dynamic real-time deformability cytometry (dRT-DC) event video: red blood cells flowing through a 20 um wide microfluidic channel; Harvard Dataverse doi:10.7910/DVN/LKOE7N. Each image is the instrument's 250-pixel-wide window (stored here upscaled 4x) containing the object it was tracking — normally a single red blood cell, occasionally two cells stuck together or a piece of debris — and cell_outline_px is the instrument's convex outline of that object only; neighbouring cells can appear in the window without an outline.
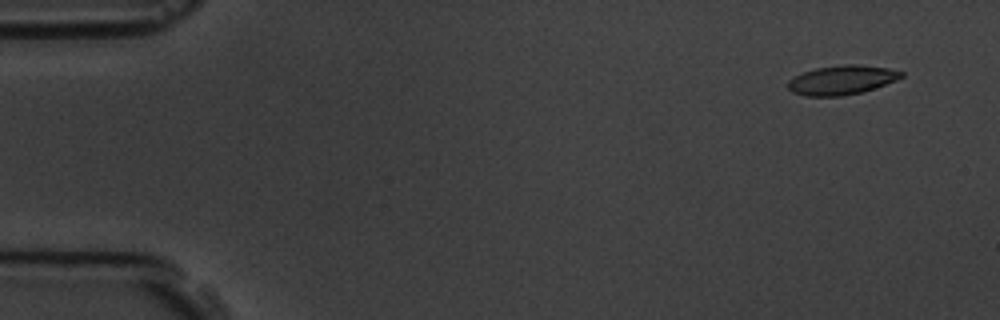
{"species": "common noctule bat (a hibernating species)", "species_latin": "Nyctalus noctula", "temperature_condition": "room temperature", "stored_images_in_passage": 10, "camera_frame_rate_fps": 3000, "um_per_image_px": 0.085, "animal": {"sex": "male", "body_mass_g": 19.5, "forearm_length_mm": 54.6}, "frame": {"image": 1, "passage_image": 1, "time_ms": 0.0, "image_size_px": [1000, 320], "cell_outline_px": [[904, 76], [896, 80], [860, 92], [844, 96], [804, 96], [792, 92], [788, 88], [788, 80], [804, 72], [816, 68], [844, 64], [860, 64], [888, 68], [904, 72]], "centroid_in_image_um": [71.54, 6.79], "position_along_channel_um": 13.5, "area_um2": 19.19}}
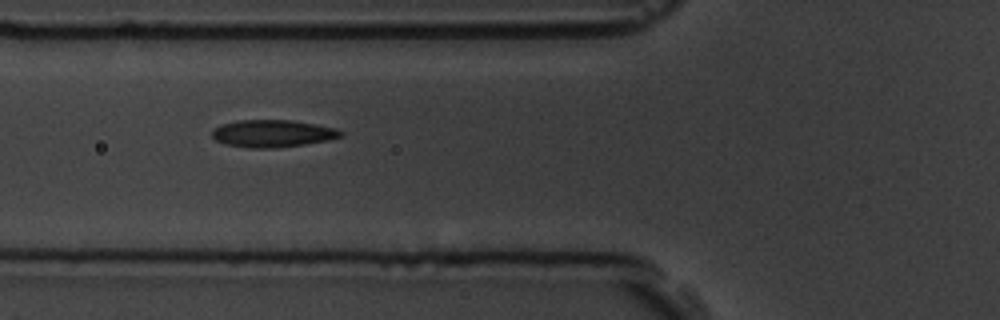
{"frame": {"image": 2, "passage_image": 6, "time_ms": 5.667, "image_size_px": [1000, 320], "cell_outline_px": [[344, 136], [328, 140], [304, 144], [272, 148], [248, 148], [224, 144], [216, 140], [212, 136], [212, 132], [220, 124], [236, 120], [292, 120], [316, 124], [336, 128], [344, 132]], "centroid_in_image_um": [23.18, 11.34], "position_along_channel_um": 102.6, "area_um2": 20.58}}
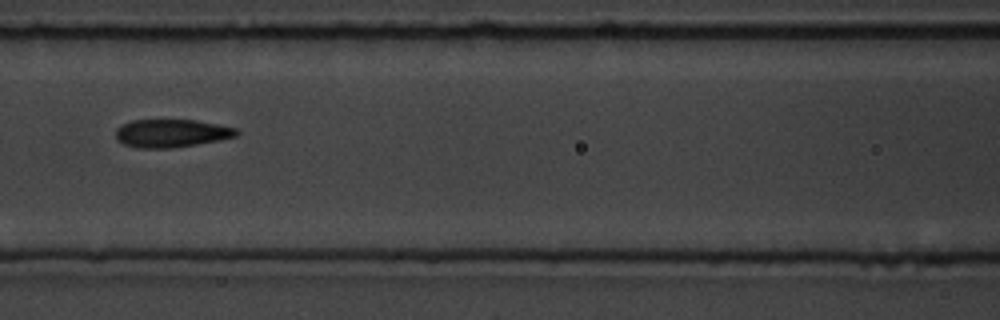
{"frame": {"image": 3, "passage_image": 7, "time_ms": 7.0, "image_size_px": [1000, 320], "cell_outline_px": [[240, 132], [236, 136], [220, 140], [172, 148], [136, 148], [124, 144], [116, 140], [116, 128], [120, 124], [132, 120], [196, 120], [236, 128]], "centroid_in_image_um": [14.53, 11.33], "position_along_channel_um": 152.1, "area_um2": 19.83}}